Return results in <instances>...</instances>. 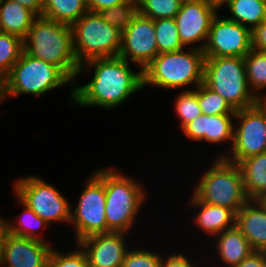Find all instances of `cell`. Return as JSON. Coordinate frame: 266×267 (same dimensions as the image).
<instances>
[{"mask_svg":"<svg viewBox=\"0 0 266 267\" xmlns=\"http://www.w3.org/2000/svg\"><path fill=\"white\" fill-rule=\"evenodd\" d=\"M7 227L5 225V222L3 220V217L1 218L0 216V266H1V261L3 257V245H4V240L7 235Z\"/></svg>","mask_w":266,"mask_h":267,"instance_id":"cell-40","label":"cell"},{"mask_svg":"<svg viewBox=\"0 0 266 267\" xmlns=\"http://www.w3.org/2000/svg\"><path fill=\"white\" fill-rule=\"evenodd\" d=\"M173 253L174 254H169L170 256L167 257L162 255L161 267H196L187 255L185 256L182 253L177 254L176 252Z\"/></svg>","mask_w":266,"mask_h":267,"instance_id":"cell-35","label":"cell"},{"mask_svg":"<svg viewBox=\"0 0 266 267\" xmlns=\"http://www.w3.org/2000/svg\"><path fill=\"white\" fill-rule=\"evenodd\" d=\"M158 54L154 20L138 14L122 32L118 56L143 71Z\"/></svg>","mask_w":266,"mask_h":267,"instance_id":"cell-14","label":"cell"},{"mask_svg":"<svg viewBox=\"0 0 266 267\" xmlns=\"http://www.w3.org/2000/svg\"><path fill=\"white\" fill-rule=\"evenodd\" d=\"M38 16L13 0H0V32L25 39Z\"/></svg>","mask_w":266,"mask_h":267,"instance_id":"cell-21","label":"cell"},{"mask_svg":"<svg viewBox=\"0 0 266 267\" xmlns=\"http://www.w3.org/2000/svg\"><path fill=\"white\" fill-rule=\"evenodd\" d=\"M196 94L203 115H224L236 112L219 93L214 92L204 83L196 87Z\"/></svg>","mask_w":266,"mask_h":267,"instance_id":"cell-30","label":"cell"},{"mask_svg":"<svg viewBox=\"0 0 266 267\" xmlns=\"http://www.w3.org/2000/svg\"><path fill=\"white\" fill-rule=\"evenodd\" d=\"M162 254L144 247L129 248L121 267H161Z\"/></svg>","mask_w":266,"mask_h":267,"instance_id":"cell-34","label":"cell"},{"mask_svg":"<svg viewBox=\"0 0 266 267\" xmlns=\"http://www.w3.org/2000/svg\"><path fill=\"white\" fill-rule=\"evenodd\" d=\"M125 235L124 232L95 234L77 244L85 252L89 267H121L129 249Z\"/></svg>","mask_w":266,"mask_h":267,"instance_id":"cell-15","label":"cell"},{"mask_svg":"<svg viewBox=\"0 0 266 267\" xmlns=\"http://www.w3.org/2000/svg\"><path fill=\"white\" fill-rule=\"evenodd\" d=\"M71 29L79 65L96 58L118 56L122 32L105 22L99 12L87 11Z\"/></svg>","mask_w":266,"mask_h":267,"instance_id":"cell-8","label":"cell"},{"mask_svg":"<svg viewBox=\"0 0 266 267\" xmlns=\"http://www.w3.org/2000/svg\"><path fill=\"white\" fill-rule=\"evenodd\" d=\"M23 51V39L13 34L0 32V77L2 79L9 74Z\"/></svg>","mask_w":266,"mask_h":267,"instance_id":"cell-29","label":"cell"},{"mask_svg":"<svg viewBox=\"0 0 266 267\" xmlns=\"http://www.w3.org/2000/svg\"><path fill=\"white\" fill-rule=\"evenodd\" d=\"M176 97L174 110L177 118H179V125L183 129L188 123L203 113L198 104L196 88L184 89Z\"/></svg>","mask_w":266,"mask_h":267,"instance_id":"cell-31","label":"cell"},{"mask_svg":"<svg viewBox=\"0 0 266 267\" xmlns=\"http://www.w3.org/2000/svg\"><path fill=\"white\" fill-rule=\"evenodd\" d=\"M232 267H266V251H253L239 264Z\"/></svg>","mask_w":266,"mask_h":267,"instance_id":"cell-37","label":"cell"},{"mask_svg":"<svg viewBox=\"0 0 266 267\" xmlns=\"http://www.w3.org/2000/svg\"><path fill=\"white\" fill-rule=\"evenodd\" d=\"M103 20L123 32L138 16L139 6L137 0H127L113 7L99 12Z\"/></svg>","mask_w":266,"mask_h":267,"instance_id":"cell-28","label":"cell"},{"mask_svg":"<svg viewBox=\"0 0 266 267\" xmlns=\"http://www.w3.org/2000/svg\"><path fill=\"white\" fill-rule=\"evenodd\" d=\"M252 48L266 52V20L252 31Z\"/></svg>","mask_w":266,"mask_h":267,"instance_id":"cell-36","label":"cell"},{"mask_svg":"<svg viewBox=\"0 0 266 267\" xmlns=\"http://www.w3.org/2000/svg\"><path fill=\"white\" fill-rule=\"evenodd\" d=\"M219 9V3L214 0H192L181 4L174 20L185 48L204 49L212 19ZM195 43L201 45L194 46Z\"/></svg>","mask_w":266,"mask_h":267,"instance_id":"cell-13","label":"cell"},{"mask_svg":"<svg viewBox=\"0 0 266 267\" xmlns=\"http://www.w3.org/2000/svg\"><path fill=\"white\" fill-rule=\"evenodd\" d=\"M4 84H3V79L0 77V105L2 102H4Z\"/></svg>","mask_w":266,"mask_h":267,"instance_id":"cell-42","label":"cell"},{"mask_svg":"<svg viewBox=\"0 0 266 267\" xmlns=\"http://www.w3.org/2000/svg\"><path fill=\"white\" fill-rule=\"evenodd\" d=\"M227 6L231 16L226 17L253 31L266 20V2L263 0H222L219 8Z\"/></svg>","mask_w":266,"mask_h":267,"instance_id":"cell-23","label":"cell"},{"mask_svg":"<svg viewBox=\"0 0 266 267\" xmlns=\"http://www.w3.org/2000/svg\"><path fill=\"white\" fill-rule=\"evenodd\" d=\"M20 5L33 11L37 16H42L43 1L44 0H13Z\"/></svg>","mask_w":266,"mask_h":267,"instance_id":"cell-39","label":"cell"},{"mask_svg":"<svg viewBox=\"0 0 266 267\" xmlns=\"http://www.w3.org/2000/svg\"><path fill=\"white\" fill-rule=\"evenodd\" d=\"M246 196L256 200L266 192V152L249 156L237 163Z\"/></svg>","mask_w":266,"mask_h":267,"instance_id":"cell-22","label":"cell"},{"mask_svg":"<svg viewBox=\"0 0 266 267\" xmlns=\"http://www.w3.org/2000/svg\"><path fill=\"white\" fill-rule=\"evenodd\" d=\"M87 11L85 0H44L42 16L72 26Z\"/></svg>","mask_w":266,"mask_h":267,"instance_id":"cell-24","label":"cell"},{"mask_svg":"<svg viewBox=\"0 0 266 267\" xmlns=\"http://www.w3.org/2000/svg\"><path fill=\"white\" fill-rule=\"evenodd\" d=\"M74 244H76L75 250L67 253H62L53 247L49 255L48 267H89L85 252L77 243Z\"/></svg>","mask_w":266,"mask_h":267,"instance_id":"cell-33","label":"cell"},{"mask_svg":"<svg viewBox=\"0 0 266 267\" xmlns=\"http://www.w3.org/2000/svg\"><path fill=\"white\" fill-rule=\"evenodd\" d=\"M234 119L239 123L237 128L234 125L230 151L226 150L218 158L237 164L249 156L266 152V100L236 111Z\"/></svg>","mask_w":266,"mask_h":267,"instance_id":"cell-11","label":"cell"},{"mask_svg":"<svg viewBox=\"0 0 266 267\" xmlns=\"http://www.w3.org/2000/svg\"><path fill=\"white\" fill-rule=\"evenodd\" d=\"M139 14L152 20L175 18L181 3L177 0H137Z\"/></svg>","mask_w":266,"mask_h":267,"instance_id":"cell-32","label":"cell"},{"mask_svg":"<svg viewBox=\"0 0 266 267\" xmlns=\"http://www.w3.org/2000/svg\"><path fill=\"white\" fill-rule=\"evenodd\" d=\"M189 200V206L199 208L192 219L194 226L197 225L210 238L235 226L236 214L231 209L201 202L194 194Z\"/></svg>","mask_w":266,"mask_h":267,"instance_id":"cell-18","label":"cell"},{"mask_svg":"<svg viewBox=\"0 0 266 267\" xmlns=\"http://www.w3.org/2000/svg\"><path fill=\"white\" fill-rule=\"evenodd\" d=\"M52 246L47 241L7 233L3 245V267H48Z\"/></svg>","mask_w":266,"mask_h":267,"instance_id":"cell-16","label":"cell"},{"mask_svg":"<svg viewBox=\"0 0 266 267\" xmlns=\"http://www.w3.org/2000/svg\"><path fill=\"white\" fill-rule=\"evenodd\" d=\"M24 52L59 67L76 82L79 63L71 26L38 16L23 40Z\"/></svg>","mask_w":266,"mask_h":267,"instance_id":"cell-2","label":"cell"},{"mask_svg":"<svg viewBox=\"0 0 266 267\" xmlns=\"http://www.w3.org/2000/svg\"><path fill=\"white\" fill-rule=\"evenodd\" d=\"M244 62L249 88L260 101L266 100L262 93L266 90V52L252 48L244 56Z\"/></svg>","mask_w":266,"mask_h":267,"instance_id":"cell-26","label":"cell"},{"mask_svg":"<svg viewBox=\"0 0 266 267\" xmlns=\"http://www.w3.org/2000/svg\"><path fill=\"white\" fill-rule=\"evenodd\" d=\"M235 226L254 251H266V210L256 200H249L236 213Z\"/></svg>","mask_w":266,"mask_h":267,"instance_id":"cell-19","label":"cell"},{"mask_svg":"<svg viewBox=\"0 0 266 267\" xmlns=\"http://www.w3.org/2000/svg\"><path fill=\"white\" fill-rule=\"evenodd\" d=\"M203 83L235 111L260 101L249 88L244 57H205Z\"/></svg>","mask_w":266,"mask_h":267,"instance_id":"cell-6","label":"cell"},{"mask_svg":"<svg viewBox=\"0 0 266 267\" xmlns=\"http://www.w3.org/2000/svg\"><path fill=\"white\" fill-rule=\"evenodd\" d=\"M87 179L77 205L71 209L69 225L75 230V242L95 234L110 233L105 216L106 194L104 168L97 169Z\"/></svg>","mask_w":266,"mask_h":267,"instance_id":"cell-10","label":"cell"},{"mask_svg":"<svg viewBox=\"0 0 266 267\" xmlns=\"http://www.w3.org/2000/svg\"><path fill=\"white\" fill-rule=\"evenodd\" d=\"M12 185L15 196L48 225L70 223L73 208L54 185L35 175L18 178Z\"/></svg>","mask_w":266,"mask_h":267,"instance_id":"cell-9","label":"cell"},{"mask_svg":"<svg viewBox=\"0 0 266 267\" xmlns=\"http://www.w3.org/2000/svg\"><path fill=\"white\" fill-rule=\"evenodd\" d=\"M130 62L123 58H96L80 65L77 77L93 71L87 84L73 85V101L81 107L118 108L143 88L142 70L132 71ZM93 69V70H91Z\"/></svg>","mask_w":266,"mask_h":267,"instance_id":"cell-1","label":"cell"},{"mask_svg":"<svg viewBox=\"0 0 266 267\" xmlns=\"http://www.w3.org/2000/svg\"><path fill=\"white\" fill-rule=\"evenodd\" d=\"M127 0H85L88 11L100 12L103 9L113 7Z\"/></svg>","mask_w":266,"mask_h":267,"instance_id":"cell-38","label":"cell"},{"mask_svg":"<svg viewBox=\"0 0 266 267\" xmlns=\"http://www.w3.org/2000/svg\"><path fill=\"white\" fill-rule=\"evenodd\" d=\"M119 171L114 167L104 168L106 223L111 232L130 233L147 195L140 181Z\"/></svg>","mask_w":266,"mask_h":267,"instance_id":"cell-4","label":"cell"},{"mask_svg":"<svg viewBox=\"0 0 266 267\" xmlns=\"http://www.w3.org/2000/svg\"><path fill=\"white\" fill-rule=\"evenodd\" d=\"M256 201L266 210V192L259 196Z\"/></svg>","mask_w":266,"mask_h":267,"instance_id":"cell-41","label":"cell"},{"mask_svg":"<svg viewBox=\"0 0 266 267\" xmlns=\"http://www.w3.org/2000/svg\"><path fill=\"white\" fill-rule=\"evenodd\" d=\"M177 1H179L182 4V3L189 2V1H192V0H177Z\"/></svg>","mask_w":266,"mask_h":267,"instance_id":"cell-43","label":"cell"},{"mask_svg":"<svg viewBox=\"0 0 266 267\" xmlns=\"http://www.w3.org/2000/svg\"><path fill=\"white\" fill-rule=\"evenodd\" d=\"M199 178L192 192L201 202L227 207L236 214L249 201L236 163L217 157Z\"/></svg>","mask_w":266,"mask_h":267,"instance_id":"cell-7","label":"cell"},{"mask_svg":"<svg viewBox=\"0 0 266 267\" xmlns=\"http://www.w3.org/2000/svg\"><path fill=\"white\" fill-rule=\"evenodd\" d=\"M19 205H22L24 209L20 215H17L16 219L19 220L12 222L10 219L3 218L5 225L7 227L8 233L14 236L34 238L37 240L45 241L43 237L38 236L39 229H45L48 224L34 213L27 205H25L17 196Z\"/></svg>","mask_w":266,"mask_h":267,"instance_id":"cell-25","label":"cell"},{"mask_svg":"<svg viewBox=\"0 0 266 267\" xmlns=\"http://www.w3.org/2000/svg\"><path fill=\"white\" fill-rule=\"evenodd\" d=\"M252 49V31L217 13L212 19L205 57H244Z\"/></svg>","mask_w":266,"mask_h":267,"instance_id":"cell-12","label":"cell"},{"mask_svg":"<svg viewBox=\"0 0 266 267\" xmlns=\"http://www.w3.org/2000/svg\"><path fill=\"white\" fill-rule=\"evenodd\" d=\"M158 52H175L184 49L174 18L154 20Z\"/></svg>","mask_w":266,"mask_h":267,"instance_id":"cell-27","label":"cell"},{"mask_svg":"<svg viewBox=\"0 0 266 267\" xmlns=\"http://www.w3.org/2000/svg\"><path fill=\"white\" fill-rule=\"evenodd\" d=\"M217 257H219L224 267H232L239 264L248 257L254 250L243 233L236 227L221 232L214 237Z\"/></svg>","mask_w":266,"mask_h":267,"instance_id":"cell-20","label":"cell"},{"mask_svg":"<svg viewBox=\"0 0 266 267\" xmlns=\"http://www.w3.org/2000/svg\"><path fill=\"white\" fill-rule=\"evenodd\" d=\"M175 52L158 54L142 71L143 89L147 86L166 89H182L204 81L205 54L190 47Z\"/></svg>","mask_w":266,"mask_h":267,"instance_id":"cell-3","label":"cell"},{"mask_svg":"<svg viewBox=\"0 0 266 267\" xmlns=\"http://www.w3.org/2000/svg\"><path fill=\"white\" fill-rule=\"evenodd\" d=\"M4 98L22 94L40 97L54 88L71 85L69 93L73 101L74 82L57 66L28 55L24 51L3 79Z\"/></svg>","mask_w":266,"mask_h":267,"instance_id":"cell-5","label":"cell"},{"mask_svg":"<svg viewBox=\"0 0 266 267\" xmlns=\"http://www.w3.org/2000/svg\"><path fill=\"white\" fill-rule=\"evenodd\" d=\"M235 114L199 115L183 129L187 139L196 142H209L214 144L233 143ZM227 141V142H226Z\"/></svg>","mask_w":266,"mask_h":267,"instance_id":"cell-17","label":"cell"}]
</instances>
